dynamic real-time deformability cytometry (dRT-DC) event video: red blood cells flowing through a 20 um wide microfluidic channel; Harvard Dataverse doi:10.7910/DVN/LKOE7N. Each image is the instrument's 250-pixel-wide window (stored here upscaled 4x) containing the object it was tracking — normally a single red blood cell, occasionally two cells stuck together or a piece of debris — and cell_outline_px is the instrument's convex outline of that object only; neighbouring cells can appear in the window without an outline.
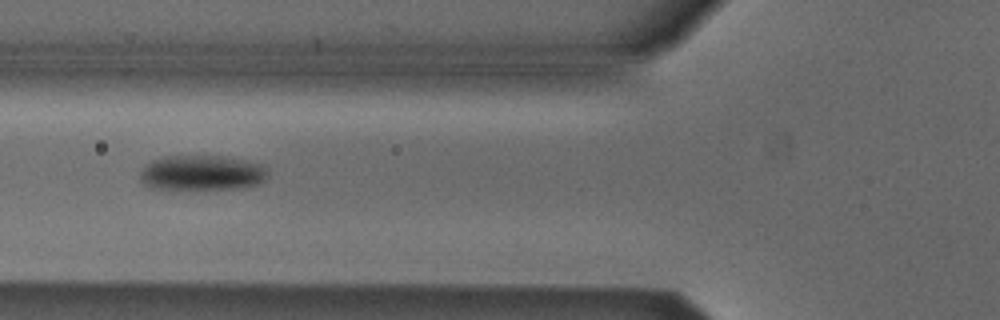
{"species": "Egyptian fruit bat (a non-hibernating species)", "species_latin": "Rousettus aegyptiacus", "temperature_condition": "cold", "stored_images_in_passage": 4, "camera_frame_rate_fps": 3000, "um_per_image_px": 0.085, "animal": {"sex": "male"}, "frame": {"image": 1, "passage_image": 2, "time_ms": 0.333, "image_size_px": [1000, 320], "cell_outline_px": [[268, 176], [260, 184], [236, 188], [152, 188], [144, 184], [140, 180], [140, 172], [152, 160], [164, 156], [224, 156], [244, 160], [260, 164], [268, 172]], "centroid_in_image_um": [17.16, 14.68], "position_along_channel_um": 108.6, "area_um2": 25.78}}
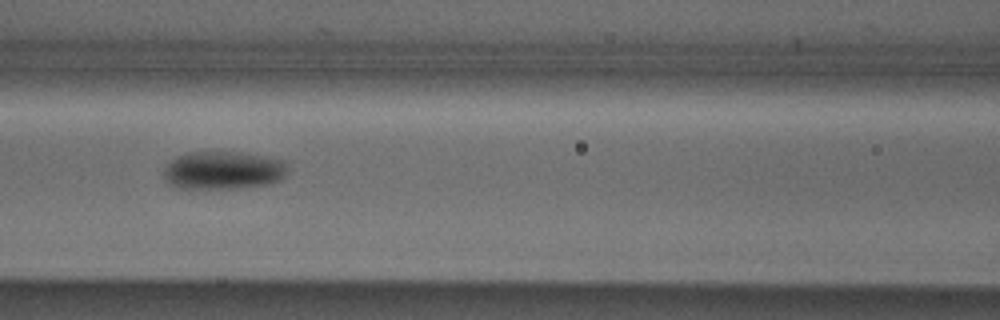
{"frame": {"image": 2, "passage_image": 3, "time_ms": 0.667, "image_size_px": [1000, 320], "cell_outline_px": [[288, 172], [280, 180], [268, 184], [240, 188], [176, 188], [168, 184], [164, 180], [164, 168], [168, 160], [184, 152], [240, 152], [264, 156], [284, 160]], "centroid_in_image_um": [18.92, 14.47], "position_along_channel_um": 147.7, "area_um2": 27.92}}
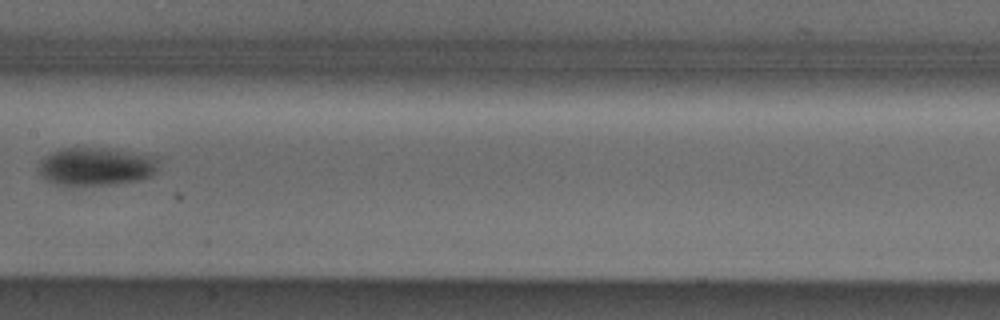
{"frame": {"image": 3, "passage_image": 4, "time_ms": 1.0, "image_size_px": [1000, 320], "cell_outline_px": [[160, 160], [156, 172], [152, 176], [140, 180], [112, 184], [60, 184], [48, 180], [40, 172], [40, 160], [52, 152], [64, 148], [108, 148], [160, 156]], "centroid_in_image_um": [8.29, 14.12], "position_along_channel_um": 199.1, "area_um2": 26.47}}